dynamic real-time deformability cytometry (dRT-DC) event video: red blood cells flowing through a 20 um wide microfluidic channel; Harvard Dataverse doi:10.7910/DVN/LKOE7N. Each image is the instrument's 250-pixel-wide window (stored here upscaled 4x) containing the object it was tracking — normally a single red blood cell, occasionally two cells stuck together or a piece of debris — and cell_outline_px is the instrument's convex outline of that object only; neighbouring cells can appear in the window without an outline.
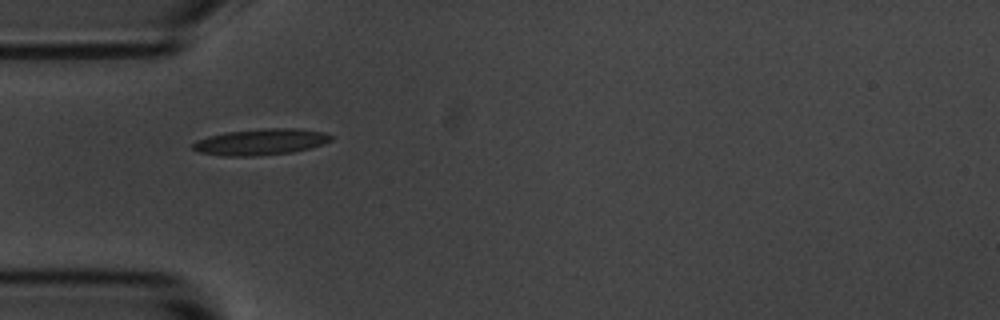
{"species": "common noctule bat (a hibernating species)", "species_latin": "Nyctalus noctula", "temperature_condition": "room temperature", "stored_images_in_passage": 7, "camera_frame_rate_fps": 3000, "um_per_image_px": 0.085, "animal": {"sex": "male", "body_mass_g": 20.1, "forearm_length_mm": 53.5}, "frame": {"image": 1, "passage_image": 1, "time_ms": 0.0, "image_size_px": [1000, 320], "cell_outline_px": [[332, 140], [324, 144], [292, 152], [256, 156], [224, 156], [200, 152], [192, 148], [192, 144], [196, 140], [208, 136], [224, 132], [264, 128], [300, 128], [324, 132], [332, 136]], "centroid_in_image_um": [22.16, 12.05], "position_along_channel_um": 62.8, "area_um2": 21.21}}
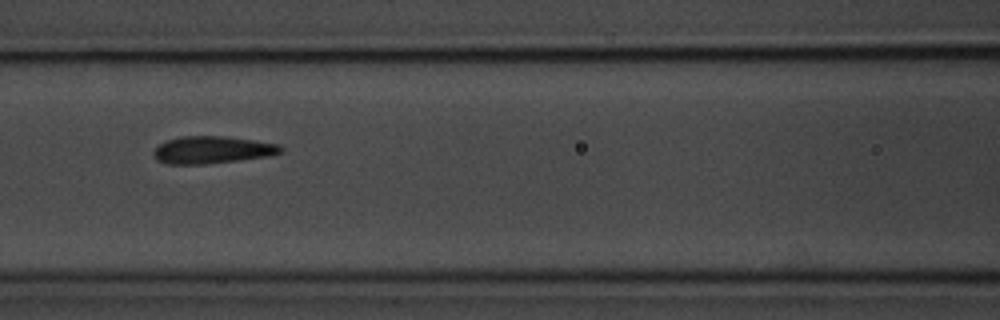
{"frame": {"image": 2, "passage_image": 3, "time_ms": 2.333, "image_size_px": [1000, 320], "cell_outline_px": [[284, 152], [268, 156], [204, 164], [168, 164], [156, 160], [152, 152], [160, 144], [168, 140], [180, 136], [228, 136], [280, 144], [284, 148]], "centroid_in_image_um": [18.06, 12.73], "position_along_channel_um": 148.5, "area_um2": 20.29}}
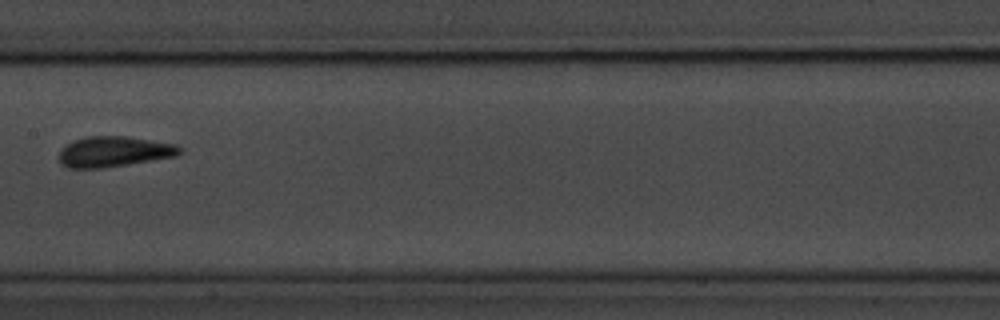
{"frame": {"image": 3, "passage_image": 4, "time_ms": 3.667, "image_size_px": [1000, 320], "cell_outline_px": [[184, 152], [176, 156], [104, 168], [68, 168], [60, 164], [60, 152], [72, 140], [84, 136], [124, 136], [176, 144], [184, 148]], "centroid_in_image_um": [9.72, 12.89], "position_along_channel_um": 197.7, "area_um2": 21.5}}